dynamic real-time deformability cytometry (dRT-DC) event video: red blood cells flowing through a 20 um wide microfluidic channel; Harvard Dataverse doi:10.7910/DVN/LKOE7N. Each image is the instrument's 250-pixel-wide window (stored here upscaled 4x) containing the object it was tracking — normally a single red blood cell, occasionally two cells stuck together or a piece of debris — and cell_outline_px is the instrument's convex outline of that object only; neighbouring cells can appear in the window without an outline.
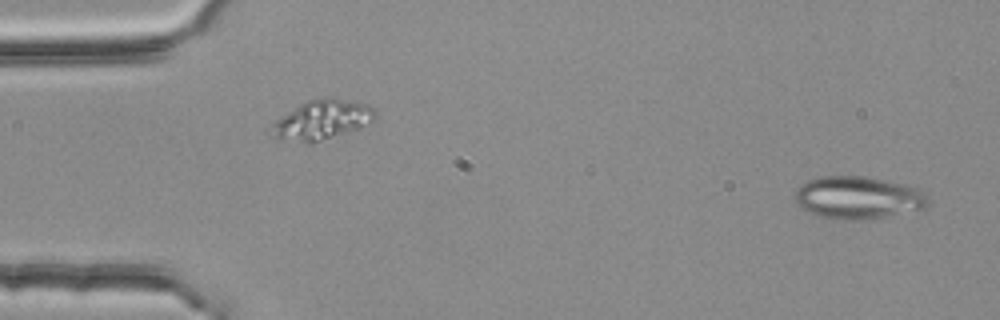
{"species": "common noctule bat (a hibernating species)", "species_latin": "Nyctalus noctula", "temperature_condition": "room temperature", "stored_images_in_passage": 3, "segment_of_instrument_passage": [2, 2], "camera_frame_rate_fps": 3000, "um_per_image_px": 0.085, "animal": {"sex": "female", "body_mass_g": 25.1}, "frame": {"image": 1, "passage_image": 3, "time_ms": 0.667, "image_size_px": [1000, 320], "cell_outline_px": [[928, 204], [924, 208], [884, 216], [856, 220], [836, 220], [820, 216], [800, 208], [796, 204], [792, 196], [796, 188], [808, 180], [820, 176], [868, 176], [904, 184], [920, 188], [928, 196]], "centroid_in_image_um": [72.88, 16.78], "position_along_channel_um": 12.1, "area_um2": 33.29}}